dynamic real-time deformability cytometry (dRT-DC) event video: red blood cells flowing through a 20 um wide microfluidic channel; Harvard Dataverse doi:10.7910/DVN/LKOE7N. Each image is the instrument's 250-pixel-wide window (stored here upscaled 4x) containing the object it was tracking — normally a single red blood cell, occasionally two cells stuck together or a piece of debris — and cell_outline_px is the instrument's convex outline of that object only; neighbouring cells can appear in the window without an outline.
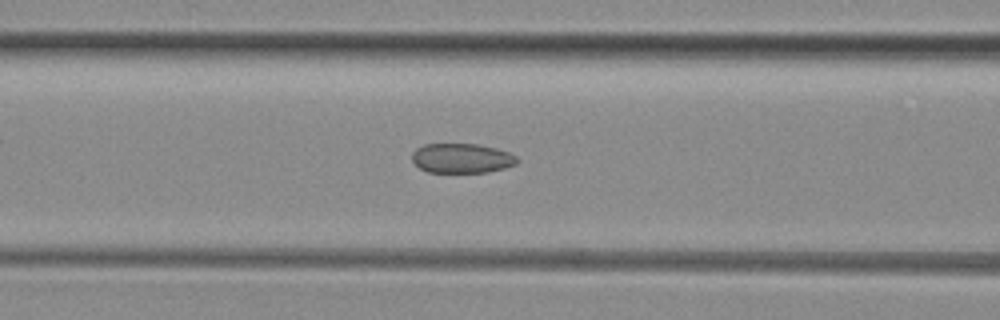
{"species": "common noctule bat (a hibernating species)", "species_latin": "Nyctalus noctula", "temperature_condition": "room temperature", "stored_images_in_passage": 31, "camera_frame_rate_fps": 3000, "um_per_image_px": 0.085, "animal": {"sex": "female", "body_mass_g": 29.2, "forearm_length_mm": 56.3}, "frame": {"image": 1, "passage_image": 11, "time_ms": 3.333, "image_size_px": [1000, 320], "cell_outline_px": [[520, 160], [516, 164], [504, 168], [488, 172], [428, 172], [420, 168], [412, 160], [412, 152], [416, 148], [424, 144], [476, 144], [496, 148], [508, 152], [516, 156]], "centroid_in_image_um": [39.25, 13.45], "position_along_channel_um": 127.3, "area_um2": 18.15}}
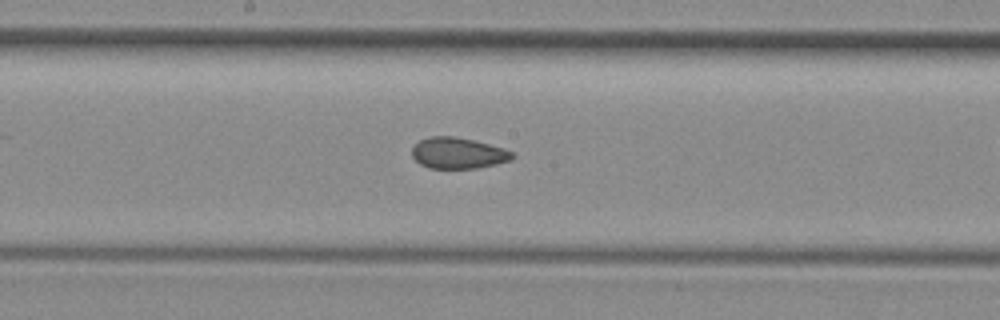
{"frame": {"image": 2, "passage_image": 17, "time_ms": 5.333, "image_size_px": [1000, 320], "cell_outline_px": [[516, 156], [512, 160], [496, 164], [476, 168], [428, 168], [420, 164], [412, 156], [412, 148], [420, 140], [432, 136], [452, 136], [472, 140], [504, 148], [512, 152]], "centroid_in_image_um": [38.95, 13.02], "position_along_channel_um": 209.3, "area_um2": 18.09}}
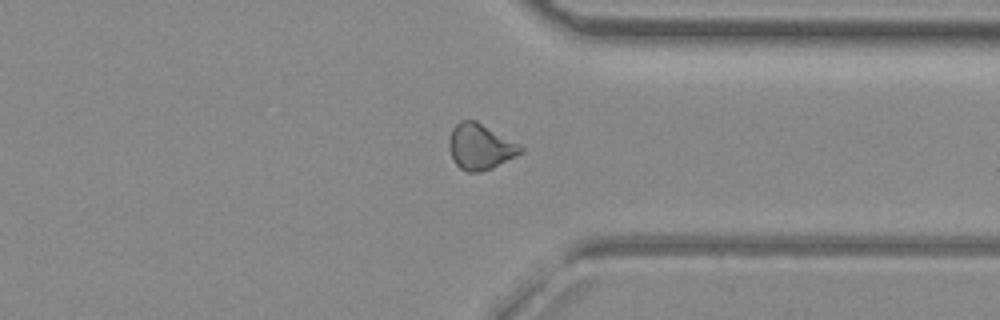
{"frame": {"image": 3, "passage_image": 29, "time_ms": 9.333, "image_size_px": [1000, 320], "cell_outline_px": [[524, 152], [492, 168], [480, 172], [468, 172], [460, 168], [456, 164], [448, 148], [448, 140], [452, 128], [460, 120], [476, 120], [520, 144], [524, 148]], "centroid_in_image_um": [40.82, 12.46], "position_along_channel_um": 370.6, "area_um2": 19.19}}